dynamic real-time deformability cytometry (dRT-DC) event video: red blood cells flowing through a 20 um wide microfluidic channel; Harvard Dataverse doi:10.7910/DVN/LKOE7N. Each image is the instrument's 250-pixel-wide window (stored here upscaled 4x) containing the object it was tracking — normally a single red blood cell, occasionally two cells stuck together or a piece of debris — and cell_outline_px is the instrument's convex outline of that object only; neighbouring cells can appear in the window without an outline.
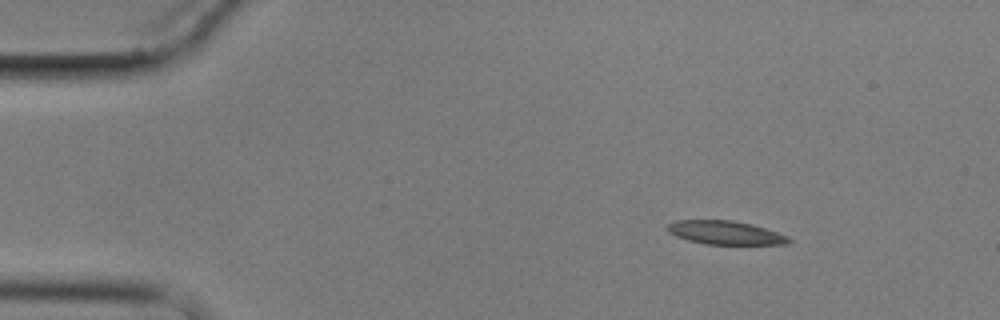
{"species": "common noctule bat (a hibernating species)", "species_latin": "Nyctalus noctula", "temperature_condition": "cold", "stored_images_in_passage": 4, "camera_frame_rate_fps": 3000, "um_per_image_px": 0.085, "animal": {"sex": "male", "body_mass_g": 17.9}, "frame": {"image": 1, "passage_image": 1, "time_ms": 0.0, "image_size_px": [1000, 320], "cell_outline_px": [[792, 240], [788, 244], [704, 244], [688, 240], [676, 236], [668, 232], [664, 228], [668, 224], [676, 220], [732, 220], [752, 224], [788, 236]], "centroid_in_image_um": [61.61, 19.77], "position_along_channel_um": 23.4, "area_um2": 16.7}}